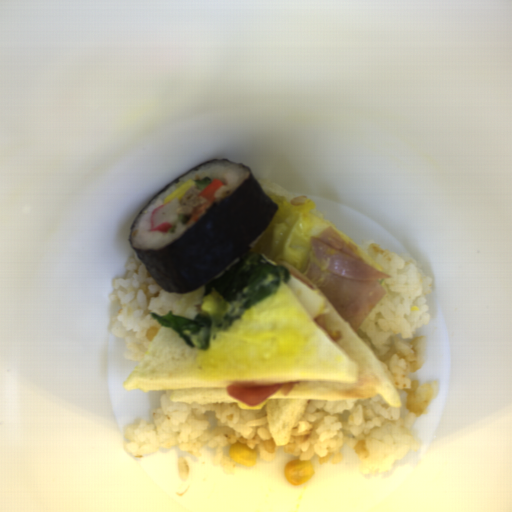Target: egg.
Instances as JSON below:
<instances>
[{
    "label": "egg",
    "instance_id": "2",
    "mask_svg": "<svg viewBox=\"0 0 512 512\" xmlns=\"http://www.w3.org/2000/svg\"><path fill=\"white\" fill-rule=\"evenodd\" d=\"M197 187L194 180L189 179L179 185L174 191H172L167 197L163 199V205L168 203L170 200L177 199L178 203H181L186 193L190 191L191 188Z\"/></svg>",
    "mask_w": 512,
    "mask_h": 512
},
{
    "label": "egg",
    "instance_id": "1",
    "mask_svg": "<svg viewBox=\"0 0 512 512\" xmlns=\"http://www.w3.org/2000/svg\"><path fill=\"white\" fill-rule=\"evenodd\" d=\"M284 284L312 320L323 311L324 297L317 289H313L291 274L289 280Z\"/></svg>",
    "mask_w": 512,
    "mask_h": 512
}]
</instances>
